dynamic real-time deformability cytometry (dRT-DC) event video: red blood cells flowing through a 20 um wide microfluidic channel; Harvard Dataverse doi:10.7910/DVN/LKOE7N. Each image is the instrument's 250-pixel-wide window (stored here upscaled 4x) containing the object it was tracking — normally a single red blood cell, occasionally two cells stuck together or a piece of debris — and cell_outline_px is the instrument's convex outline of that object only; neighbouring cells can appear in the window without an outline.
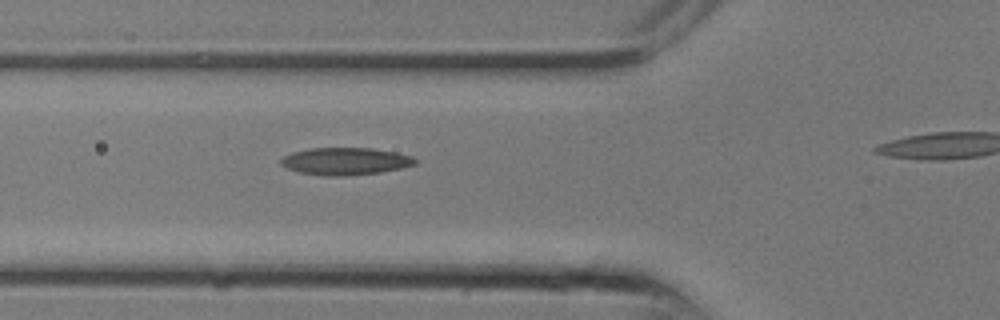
{"species": "common noctule bat (a hibernating species)", "species_latin": "Nyctalus noctula", "temperature_condition": "room temperature", "stored_images_in_passage": 7, "segment_of_instrument_passage": [1, 2], "camera_frame_rate_fps": 3000, "um_per_image_px": 0.085, "animal": {"sex": "male", "body_mass_g": 13.3}, "frame": {"image": 1, "passage_image": 6, "time_ms": 1.667, "image_size_px": [1000, 320], "cell_outline_px": [[416, 164], [400, 168], [380, 172], [344, 176], [328, 176], [300, 172], [288, 168], [280, 164], [280, 160], [284, 156], [292, 152], [312, 148], [372, 148], [396, 152], [412, 156], [416, 160]], "centroid_in_image_um": [29.36, 13.7], "position_along_channel_um": 96.4, "area_um2": 21.21}}